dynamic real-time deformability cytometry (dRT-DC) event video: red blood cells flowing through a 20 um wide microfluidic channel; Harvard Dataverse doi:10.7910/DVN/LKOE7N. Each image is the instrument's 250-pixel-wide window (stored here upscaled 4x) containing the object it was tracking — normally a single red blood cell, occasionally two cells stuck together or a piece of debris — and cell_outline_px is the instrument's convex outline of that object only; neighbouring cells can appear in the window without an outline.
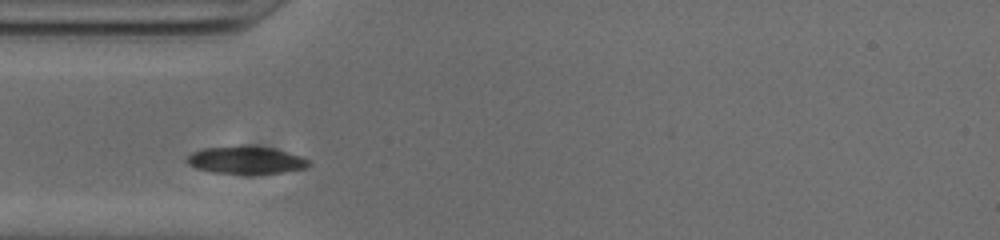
{"species": "common noctule bat (a hibernating species)", "species_latin": "Nyctalus noctula", "temperature_condition": "cold", "stored_images_in_passage": 29, "camera_frame_rate_fps": 3000, "um_per_image_px": 0.085, "animal": {"sex": "male", "body_mass_g": 20.0, "forearm_length_mm": 53.3}, "frame": {"image": 1, "passage_image": 2, "time_ms": 0.333, "image_size_px": [1000, 240], "cell_outline_px": [[308, 168], [284, 172], [212, 172], [196, 168], [188, 164], [184, 160], [192, 152], [204, 148], [272, 148], [288, 152], [300, 156], [308, 160]], "centroid_in_image_um": [20.89, 13.62], "position_along_channel_um": 64.1, "area_um2": 18.32}}
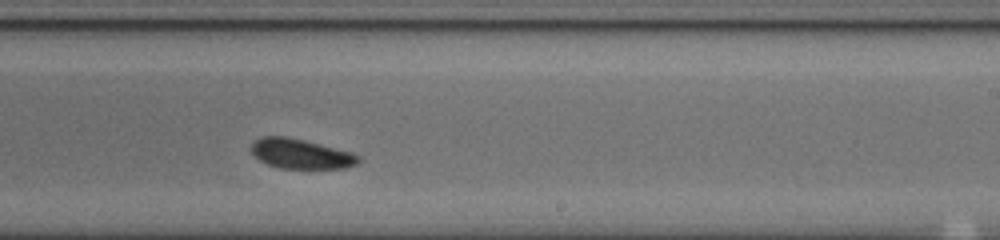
{"frame": {"image": 2, "passage_image": 18, "time_ms": 5.667, "image_size_px": [1000, 240], "cell_outline_px": [[360, 160], [356, 164], [344, 168], [280, 168], [268, 164], [260, 160], [252, 152], [252, 144], [256, 140], [264, 136], [288, 136], [352, 152], [360, 156]], "centroid_in_image_um": [25.59, 13.07], "position_along_channel_um": 263.4, "area_um2": 18.38}}
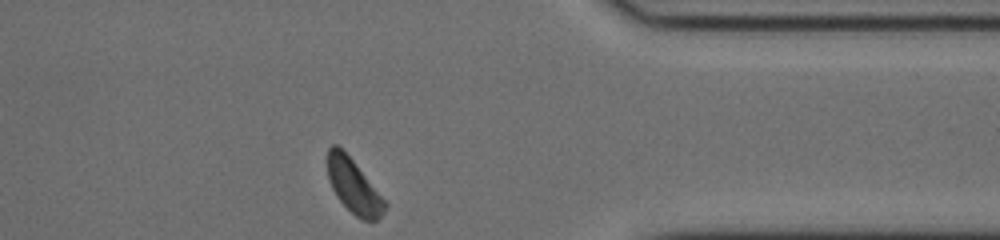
{"frame": {"image": 3, "passage_image": 29, "time_ms": 9.333, "image_size_px": [1000, 240], "cell_outline_px": [[388, 204], [384, 212], [376, 220], [364, 220], [356, 216], [336, 196], [332, 188], [328, 176], [328, 148], [332, 144], [336, 144], [352, 160]], "centroid_in_image_um": [30.06, 15.84], "position_along_channel_um": 381.3, "area_um2": 17.46}, "authors_computed_cell_mechanics": {"area_um2": 19.1318, "velocity_mm_per_s": 3.7408, "shape_relaxation_time_tau1_ms": 1.4343, "shape_relaxation_time_tau2_ms": null, "deformation_change_tau1": 0.0458, "deformation_change_tau2": null}}